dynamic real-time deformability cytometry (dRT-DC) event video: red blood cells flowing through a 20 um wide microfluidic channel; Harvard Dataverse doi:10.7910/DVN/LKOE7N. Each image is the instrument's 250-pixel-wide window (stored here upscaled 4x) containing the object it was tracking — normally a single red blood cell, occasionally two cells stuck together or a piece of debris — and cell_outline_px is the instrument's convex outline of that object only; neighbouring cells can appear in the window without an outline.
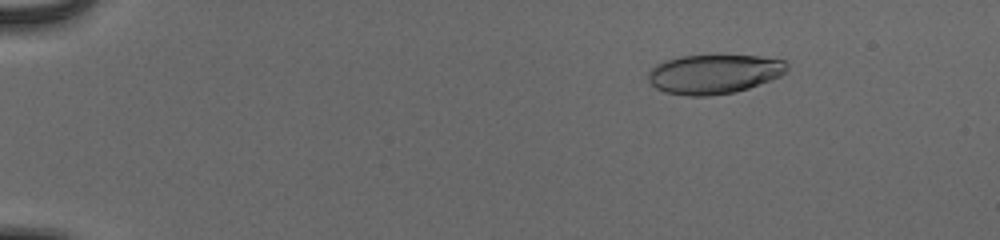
{"species": "human", "species_latin": "Homo sapiens", "temperature_condition": "cold", "stored_images_in_passage": 55, "camera_frame_rate_fps": 3000, "um_per_image_px": 0.085, "donor": {"sex": "male"}, "frame": {"image": 1, "passage_image": 9, "time_ms": 2.667, "image_size_px": [1000, 240], "cell_outline_px": [[788, 72], [772, 80], [736, 92], [708, 96], [688, 96], [664, 92], [656, 88], [648, 80], [648, 72], [656, 64], [664, 60], [680, 56], [720, 52], [760, 56], [784, 60], [788, 64]], "centroid_in_image_um": [60.72, 6.24], "position_along_channel_um": 24.3, "area_um2": 33.12}}
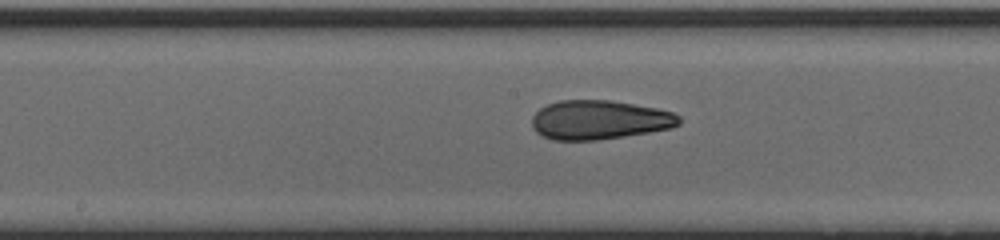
{"frame": {"image": 2, "passage_image": 31, "time_ms": 10.0, "image_size_px": [1000, 240], "cell_outline_px": [[680, 124], [672, 128], [624, 136], [596, 140], [552, 140], [536, 132], [532, 128], [532, 116], [540, 108], [548, 104], [560, 100], [612, 100], [656, 108], [672, 112], [680, 116]], "centroid_in_image_um": [50.94, 10.19], "position_along_channel_um": 197.3, "area_um2": 33.58}}
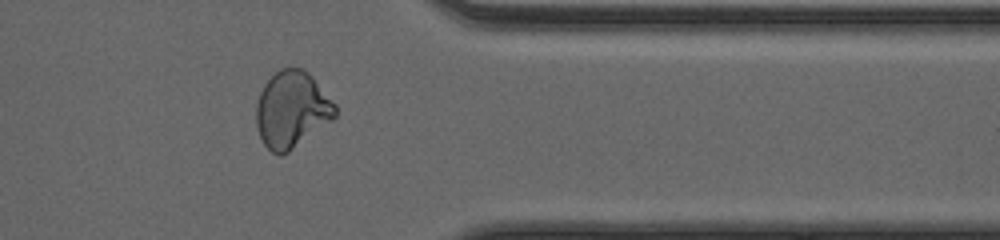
{"frame": {"image": 3, "passage_image": 46, "time_ms": 15.0, "image_size_px": [1000, 240], "cell_outline_px": [[336, 116], [332, 120], [288, 152], [280, 156], [272, 152], [264, 144], [260, 136], [256, 124], [256, 104], [260, 92], [264, 84], [280, 68], [304, 68], [312, 76], [336, 104]], "centroid_in_image_um": [24.8, 9.31], "position_along_channel_um": 386.6, "area_um2": 35.08}, "authors_computed_cell_mechanics": {"area_um2": 33.6396, "velocity_mm_per_s": 3.9082, "shape_relaxation_time_tau1_ms": 6.4643, "shape_relaxation_time_tau2_ms": 1.6839, "deformation_change_tau1": 0.221, "deformation_change_tau2": 0.0826}}